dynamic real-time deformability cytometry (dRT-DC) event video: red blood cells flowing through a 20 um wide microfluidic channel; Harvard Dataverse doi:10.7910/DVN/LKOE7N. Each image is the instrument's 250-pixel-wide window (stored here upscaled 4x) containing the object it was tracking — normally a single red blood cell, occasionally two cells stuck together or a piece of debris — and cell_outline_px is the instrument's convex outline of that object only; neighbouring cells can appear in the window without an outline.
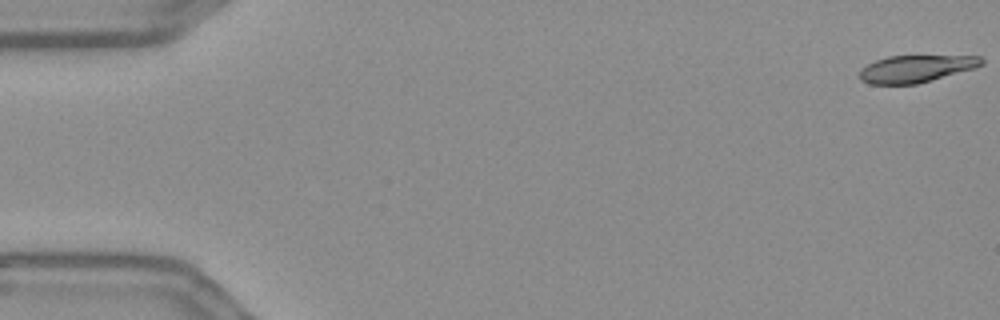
{"species": "Egyptian fruit bat (a non-hibernating species)", "species_latin": "Rousettus aegyptiacus", "temperature_condition": "warm", "stored_images_in_passage": 7, "camera_frame_rate_fps": 3000, "um_per_image_px": 0.085, "frame": {"image": 1, "passage_image": 1, "time_ms": 0.0, "image_size_px": [1000, 320], "cell_outline_px": [[984, 64], [976, 68], [932, 80], [916, 84], [868, 84], [860, 80], [860, 68], [876, 60], [888, 56], [980, 56], [984, 60]], "centroid_in_image_um": [77.86, 5.84], "position_along_channel_um": 7.1, "area_um2": 19.36}}